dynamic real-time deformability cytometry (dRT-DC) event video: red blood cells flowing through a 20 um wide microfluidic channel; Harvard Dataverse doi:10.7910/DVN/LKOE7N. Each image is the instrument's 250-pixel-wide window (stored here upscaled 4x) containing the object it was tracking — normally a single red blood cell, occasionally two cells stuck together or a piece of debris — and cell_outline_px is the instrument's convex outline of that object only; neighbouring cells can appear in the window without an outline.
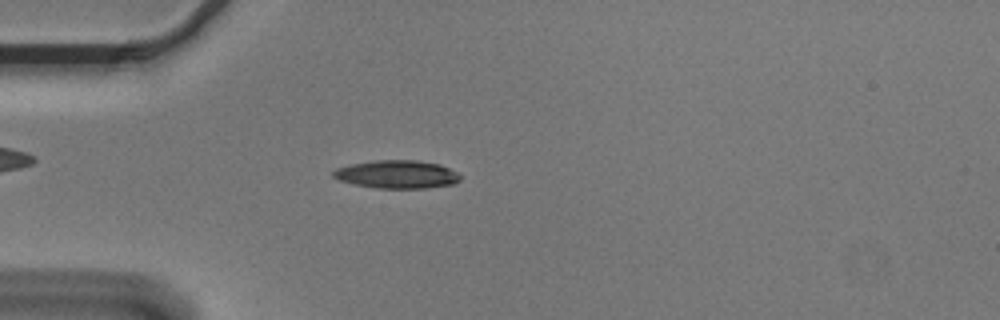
{"species": "Egyptian fruit bat (a non-hibernating species)", "species_latin": "Rousettus aegyptiacus", "temperature_condition": "cold", "stored_images_in_passage": 46, "camera_frame_rate_fps": 3000, "um_per_image_px": 0.085, "animal": {"sex": "male"}, "frame": {"image": 1, "passage_image": 6, "time_ms": 1.667, "image_size_px": [1000, 320], "cell_outline_px": [[460, 180], [452, 184], [424, 188], [376, 188], [356, 184], [340, 180], [332, 176], [332, 172], [336, 168], [352, 164], [376, 160], [420, 160], [440, 164], [456, 172], [460, 176]], "centroid_in_image_um": [33.74, 14.81], "position_along_channel_um": 51.3, "area_um2": 20.63}}
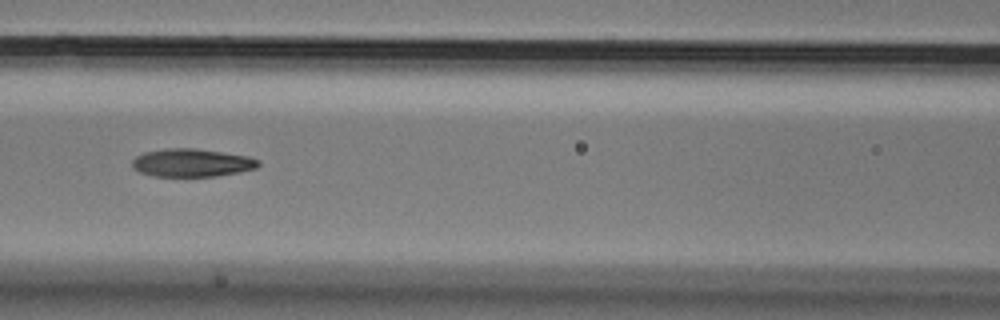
{"frame": {"image": 2, "passage_image": 15, "time_ms": 4.667, "image_size_px": [1000, 320], "cell_outline_px": [[260, 164], [256, 168], [216, 176], [156, 176], [140, 172], [132, 168], [132, 160], [136, 156], [144, 152], [164, 148], [196, 148], [248, 156], [260, 160]], "centroid_in_image_um": [16.28, 13.82], "position_along_channel_um": 150.3, "area_um2": 20.58}}
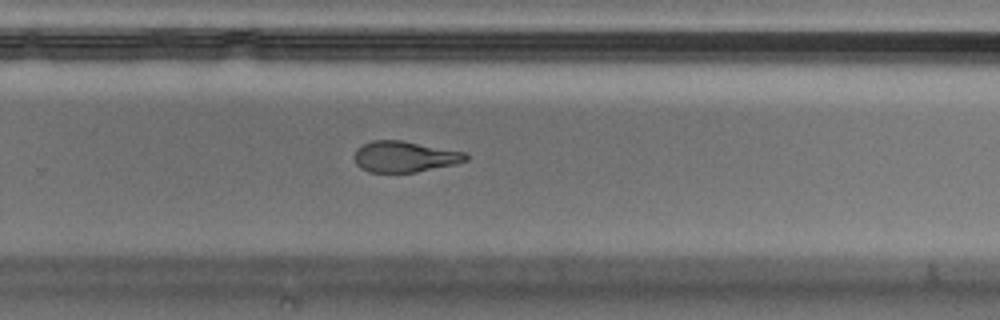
{"frame": {"image": 3, "passage_image": 27, "time_ms": 8.667, "image_size_px": [1000, 320], "cell_outline_px": [[468, 160], [456, 164], [416, 172], [368, 172], [360, 168], [356, 164], [352, 156], [356, 148], [372, 140], [400, 140], [468, 152]], "centroid_in_image_um": [34.39, 13.31], "position_along_channel_um": 295.4, "area_um2": 20.4}, "authors_computed_cell_mechanics": {"area_um2": 21.1548, "velocity_mm_per_s": 3.64, "shape_relaxation_time_tau1_ms": 6.2339, "shape_relaxation_time_tau2_ms": 4.0898, "deformation_change_tau1": 0.1736, "deformation_change_tau2": 0.1373}}